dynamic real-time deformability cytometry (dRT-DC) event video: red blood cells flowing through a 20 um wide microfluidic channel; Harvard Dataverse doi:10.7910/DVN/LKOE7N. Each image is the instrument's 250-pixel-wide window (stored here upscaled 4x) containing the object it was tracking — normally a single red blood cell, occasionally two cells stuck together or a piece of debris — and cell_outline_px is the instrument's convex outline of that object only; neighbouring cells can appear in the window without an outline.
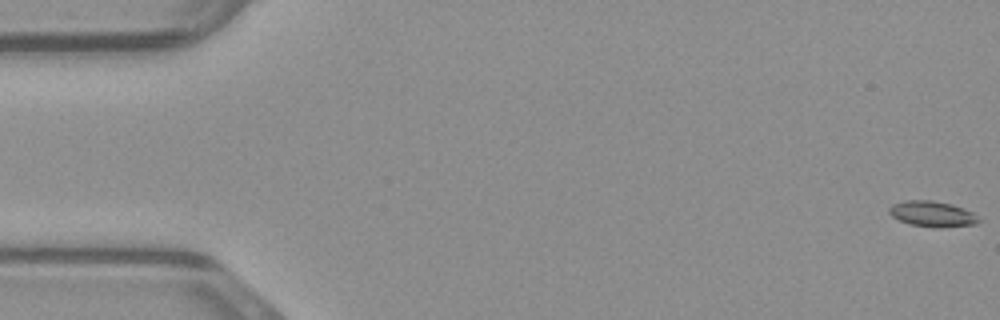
{"species": "common noctule bat (a hibernating species)", "species_latin": "Nyctalus noctula", "temperature_condition": "warm", "stored_images_in_passage": 49, "camera_frame_rate_fps": 3000, "um_per_image_px": 0.085, "animal": {"sex": "male", "body_mass_g": 23.1, "forearm_length_mm": 52.7}, "frame": {"image": 1, "passage_image": 1, "time_ms": 0.0, "image_size_px": [1000, 320], "cell_outline_px": [[980, 220], [976, 224], [940, 228], [936, 228], [908, 224], [892, 216], [888, 212], [888, 208], [892, 204], [904, 200], [932, 200], [952, 204], [964, 208], [972, 212]], "centroid_in_image_um": [79.22, 18.18], "position_along_channel_um": 5.8, "area_um2": 13.53}}
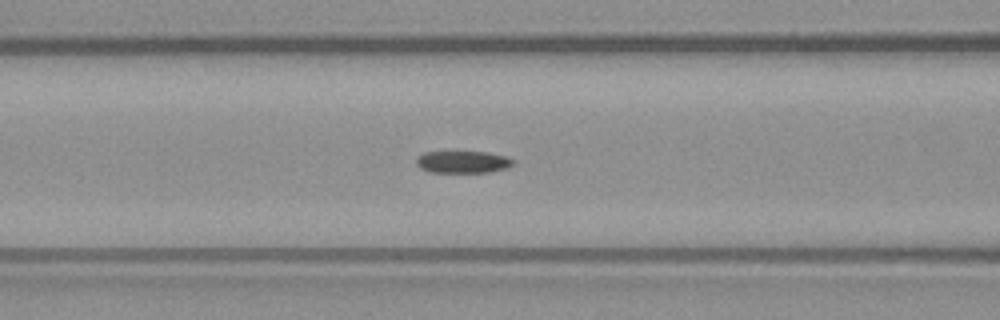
{"frame": {"image": 2, "passage_image": 20, "time_ms": 6.333, "image_size_px": [1000, 320], "cell_outline_px": [[516, 164], [508, 168], [488, 172], [428, 172], [420, 168], [416, 164], [416, 156], [424, 152], [488, 152], [508, 156], [516, 160]], "centroid_in_image_um": [39.39, 13.76], "position_along_channel_um": 127.2, "area_um2": 12.77}}
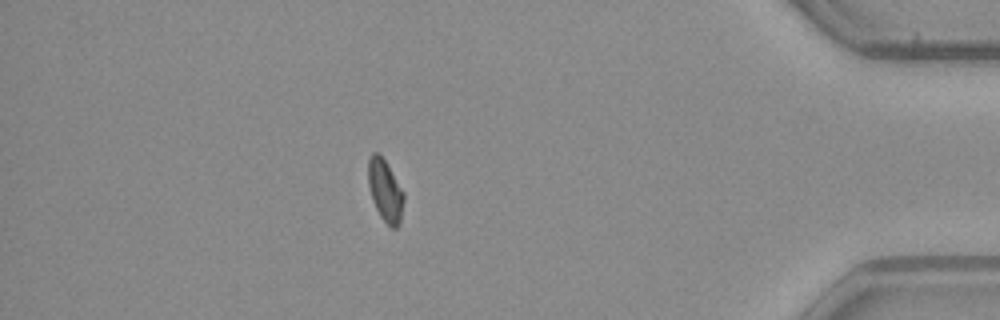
{"frame": {"image": 3, "passage_image": 43, "time_ms": 14.0, "image_size_px": [1000, 320], "cell_outline_px": [[404, 200], [400, 224], [396, 228], [392, 228], [380, 216], [372, 200], [368, 184], [368, 160], [372, 152], [380, 152], [404, 192]], "centroid_in_image_um": [32.74, 16.18], "position_along_channel_um": 402.5, "area_um2": 12.95}}